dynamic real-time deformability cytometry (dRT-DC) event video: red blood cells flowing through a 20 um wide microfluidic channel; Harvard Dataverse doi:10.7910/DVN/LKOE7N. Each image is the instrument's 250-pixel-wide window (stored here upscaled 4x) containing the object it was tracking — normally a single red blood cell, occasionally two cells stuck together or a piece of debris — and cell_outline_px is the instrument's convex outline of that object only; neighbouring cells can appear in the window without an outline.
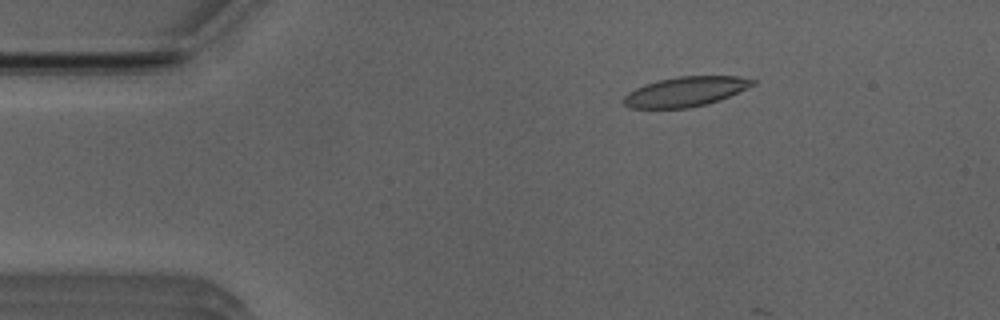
{"species": "Egyptian fruit bat (a non-hibernating species)", "species_latin": "Rousettus aegyptiacus", "temperature_condition": "room temperature", "stored_images_in_passage": 3, "camera_frame_rate_fps": 3000, "um_per_image_px": 0.085, "animal": {"sex": "male"}, "frame": {"image": 1, "passage_image": 1, "time_ms": 0.0, "image_size_px": [1000, 320], "cell_outline_px": [[756, 84], [720, 100], [708, 104], [688, 108], [628, 108], [620, 100], [628, 92], [644, 84], [660, 80], [680, 76], [736, 76], [756, 80]], "centroid_in_image_um": [58.25, 7.79], "position_along_channel_um": 26.8, "area_um2": 22.43}}